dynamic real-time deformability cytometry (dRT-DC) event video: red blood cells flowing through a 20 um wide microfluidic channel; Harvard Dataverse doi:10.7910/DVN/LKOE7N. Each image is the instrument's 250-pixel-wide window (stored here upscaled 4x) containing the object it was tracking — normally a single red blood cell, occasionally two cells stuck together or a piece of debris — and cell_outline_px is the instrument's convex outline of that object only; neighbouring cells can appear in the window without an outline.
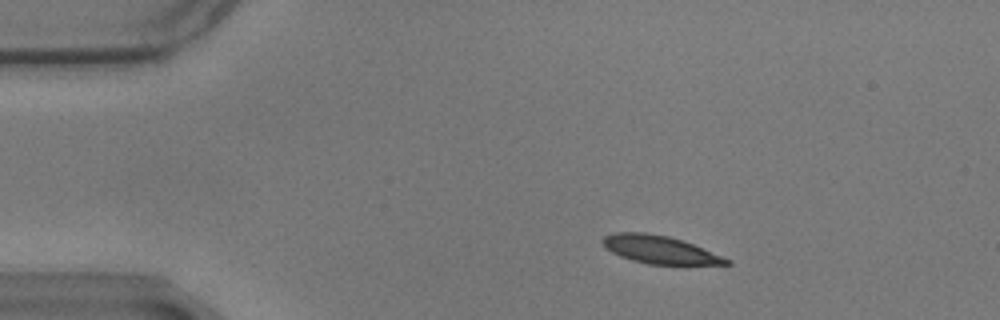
{"species": "common noctule bat (a hibernating species)", "species_latin": "Nyctalus noctula", "temperature_condition": "warm", "stored_images_in_passage": 49, "camera_frame_rate_fps": 3000, "um_per_image_px": 0.085, "animal": {"sex": "male", "body_mass_g": 17.9}, "frame": {"image": 1, "passage_image": 1, "time_ms": 0.0, "image_size_px": [1000, 320], "cell_outline_px": [[732, 264], [648, 264], [632, 260], [620, 256], [612, 252], [600, 240], [604, 236], [616, 232], [644, 232], [668, 236], [692, 244], [732, 260]], "centroid_in_image_um": [56.06, 21.21], "position_along_channel_um": 28.9, "area_um2": 19.77}}
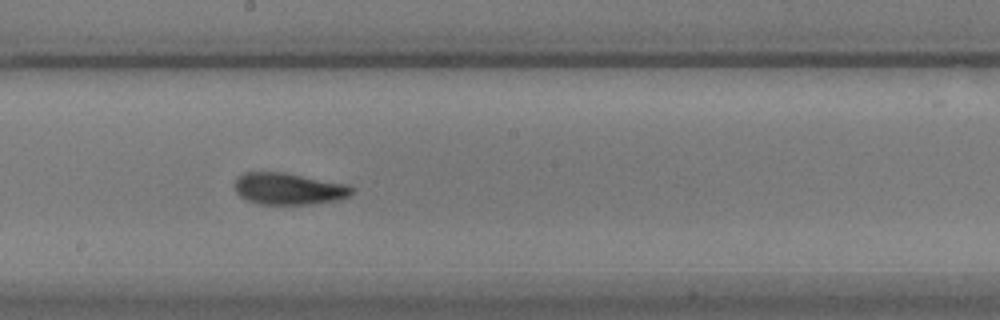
{"frame": {"image": 2, "passage_image": 23, "time_ms": 7.333, "image_size_px": [1000, 320], "cell_outline_px": [[356, 188], [348, 196], [336, 200], [312, 204], [256, 204], [240, 196], [236, 192], [232, 184], [244, 172], [284, 172], [348, 184]], "centroid_in_image_um": [24.53, 16.04], "position_along_channel_um": 223.7, "area_um2": 21.79}}
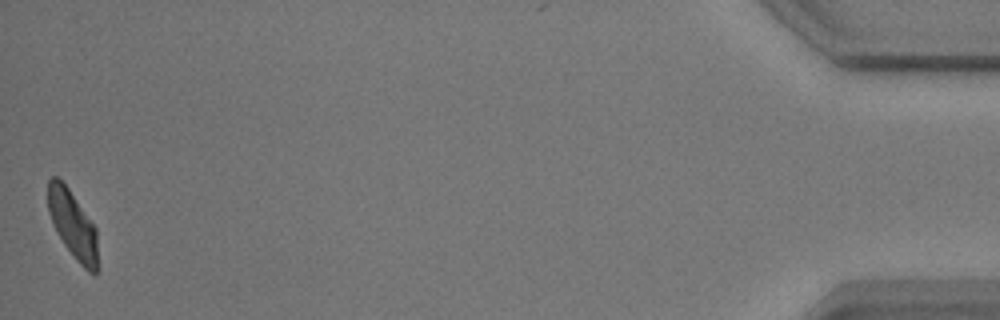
{"frame": {"image": 3, "passage_image": 49, "time_ms": 16.0, "image_size_px": [1000, 320], "cell_outline_px": [[96, 272], [88, 272], [76, 260], [64, 244], [56, 232], [48, 212], [48, 180], [52, 176], [56, 176], [68, 188], [96, 228]], "centroid_in_image_um": [6.14, 19.06], "position_along_channel_um": 429.1, "area_um2": 19.13}, "authors_computed_cell_mechanics": {"area_um2": 20.9236, "velocity_mm_per_s": 3.4352, "shape_relaxation_time_tau1_ms": 3.7084, "shape_relaxation_time_tau2_ms": 1.9936, "deformation_change_tau1": 0.1535, "deformation_change_tau2": 0.094}}